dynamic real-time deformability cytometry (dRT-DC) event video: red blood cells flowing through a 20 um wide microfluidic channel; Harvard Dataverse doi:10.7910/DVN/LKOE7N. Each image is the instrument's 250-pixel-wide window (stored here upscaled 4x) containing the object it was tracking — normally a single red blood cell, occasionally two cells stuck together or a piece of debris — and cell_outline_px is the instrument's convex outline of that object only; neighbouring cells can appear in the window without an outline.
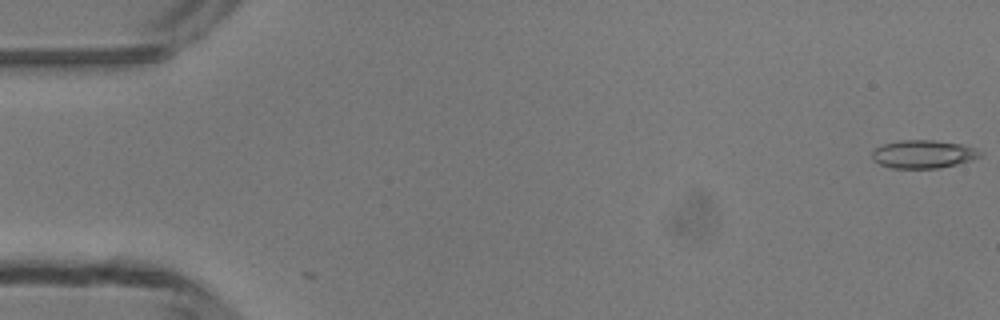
{"species": "common noctule bat (a hibernating species)", "species_latin": "Nyctalus noctula", "temperature_condition": "room temperature", "stored_images_in_passage": 2, "camera_frame_rate_fps": 3000, "um_per_image_px": 0.085, "animal": {"sex": "male", "body_mass_g": 13.3}, "frame": {"image": 1, "passage_image": 2, "time_ms": 0.333, "image_size_px": [1000, 320], "cell_outline_px": [[984, 152], [980, 156], [972, 160], [940, 168], [892, 168], [880, 164], [872, 160], [872, 152], [876, 148], [884, 144], [900, 140], [932, 140], [964, 144], [976, 148]], "centroid_in_image_um": [78.51, 13.1], "position_along_channel_um": 6.5, "area_um2": 17.8}}